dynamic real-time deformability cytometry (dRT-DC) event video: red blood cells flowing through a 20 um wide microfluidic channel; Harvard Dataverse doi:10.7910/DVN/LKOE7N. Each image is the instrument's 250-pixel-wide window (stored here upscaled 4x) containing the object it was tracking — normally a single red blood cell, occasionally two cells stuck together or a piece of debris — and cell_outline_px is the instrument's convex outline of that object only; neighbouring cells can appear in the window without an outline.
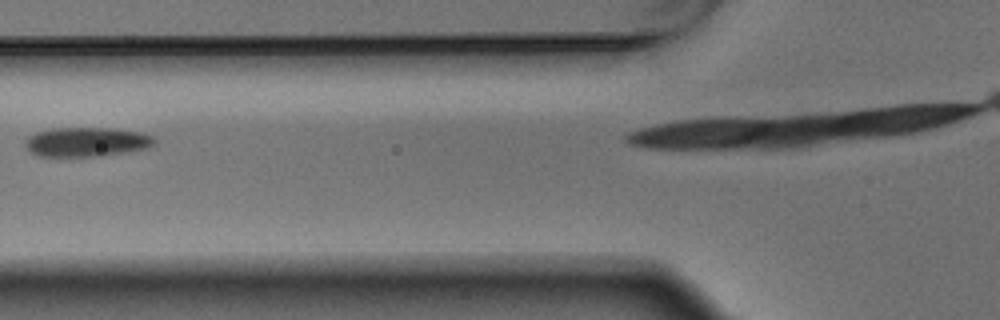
{"species": "Egyptian fruit bat (a non-hibernating species)", "species_latin": "Rousettus aegyptiacus", "temperature_condition": "warm", "stored_images_in_passage": 4, "camera_frame_rate_fps": 3000, "um_per_image_px": 0.085, "animal": {"sex": "male"}, "frame": {"image": 1, "passage_image": 3, "time_ms": 0.667, "image_size_px": [1000, 320], "cell_outline_px": [[156, 144], [148, 148], [128, 152], [100, 156], [36, 156], [24, 144], [28, 136], [36, 132], [52, 128], [116, 128], [140, 132], [152, 136], [156, 140]], "centroid_in_image_um": [7.4, 12.06], "position_along_channel_um": 118.4, "area_um2": 22.25}}